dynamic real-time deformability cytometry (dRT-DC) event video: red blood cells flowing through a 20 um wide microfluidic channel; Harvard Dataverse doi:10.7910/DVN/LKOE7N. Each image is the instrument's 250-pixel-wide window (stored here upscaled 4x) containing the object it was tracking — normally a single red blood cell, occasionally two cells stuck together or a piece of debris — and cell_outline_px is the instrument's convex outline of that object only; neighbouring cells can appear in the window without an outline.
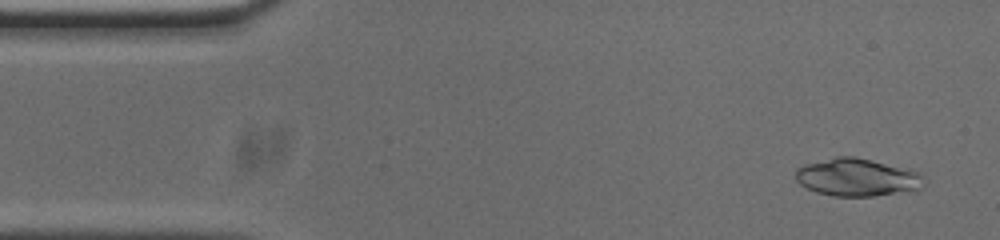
{"species": "common noctule bat (a hibernating species)", "species_latin": "Nyctalus noctula", "temperature_condition": "cold", "stored_images_in_passage": 48, "camera_frame_rate_fps": 3000, "um_per_image_px": 0.085, "animal": {"sex": "male", "body_mass_g": 20.0, "forearm_length_mm": 53.3}, "frame": {"image": 1, "passage_image": 3, "time_ms": 0.667, "image_size_px": [1000, 240], "cell_outline_px": [[924, 188], [916, 192], [876, 196], [832, 196], [816, 192], [800, 184], [796, 180], [796, 168], [804, 164], [836, 156], [852, 156], [872, 160], [908, 168], [924, 176]], "centroid_in_image_um": [72.92, 15.09], "position_along_channel_um": 12.1, "area_um2": 28.78}}
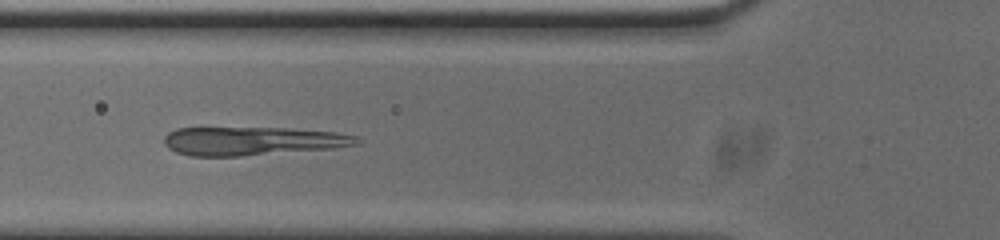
{"frame": {"image": 2, "passage_image": 18, "time_ms": 5.667, "image_size_px": [1000, 240], "cell_outline_px": [[360, 144], [336, 148], [240, 156], [188, 156], [176, 152], [168, 148], [164, 144], [164, 136], [168, 132], [176, 128], [288, 128], [336, 132], [356, 136], [360, 140]], "centroid_in_image_um": [21.46, 11.99], "position_along_channel_um": 104.3, "area_um2": 32.19}}
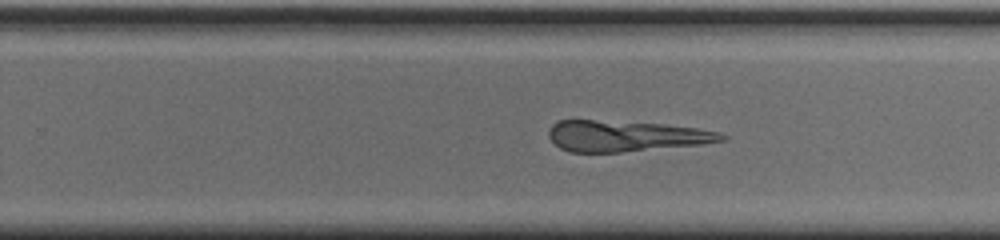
{"frame": {"image": 3, "passage_image": 32, "time_ms": 10.333, "image_size_px": [1000, 240], "cell_outline_px": [[728, 140], [704, 144], [620, 152], [568, 152], [560, 148], [548, 136], [548, 132], [552, 124], [556, 120], [592, 120], [664, 124], [696, 128], [720, 132], [728, 136]], "centroid_in_image_um": [53.21, 11.56], "position_along_channel_um": 276.6, "area_um2": 31.21}}